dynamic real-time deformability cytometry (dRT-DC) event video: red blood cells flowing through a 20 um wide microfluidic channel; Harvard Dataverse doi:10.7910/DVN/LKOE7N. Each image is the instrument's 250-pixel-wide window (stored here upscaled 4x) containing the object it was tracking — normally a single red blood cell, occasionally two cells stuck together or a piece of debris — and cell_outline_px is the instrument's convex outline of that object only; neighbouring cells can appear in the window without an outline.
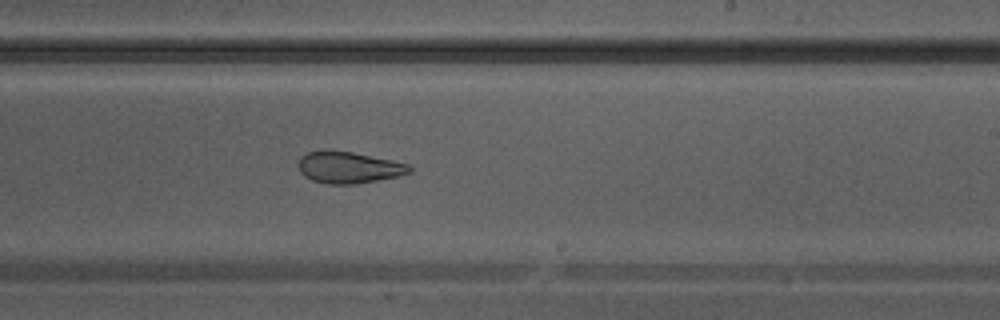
{"species": "Egyptian fruit bat (a non-hibernating species)", "species_latin": "Rousettus aegyptiacus", "temperature_condition": "warm", "stored_images_in_passage": 27, "camera_frame_rate_fps": 3000, "um_per_image_px": 0.085, "animal": {"sex": "male"}, "frame": {"image": 1, "passage_image": 12, "time_ms": 3.667, "image_size_px": [1000, 320], "cell_outline_px": [[412, 172], [400, 176], [356, 184], [328, 184], [312, 180], [304, 176], [300, 172], [300, 156], [308, 152], [324, 148], [352, 152], [392, 160], [408, 164], [412, 168]], "centroid_in_image_um": [29.64, 14.22], "position_along_channel_um": 259.4, "area_um2": 20.69}}